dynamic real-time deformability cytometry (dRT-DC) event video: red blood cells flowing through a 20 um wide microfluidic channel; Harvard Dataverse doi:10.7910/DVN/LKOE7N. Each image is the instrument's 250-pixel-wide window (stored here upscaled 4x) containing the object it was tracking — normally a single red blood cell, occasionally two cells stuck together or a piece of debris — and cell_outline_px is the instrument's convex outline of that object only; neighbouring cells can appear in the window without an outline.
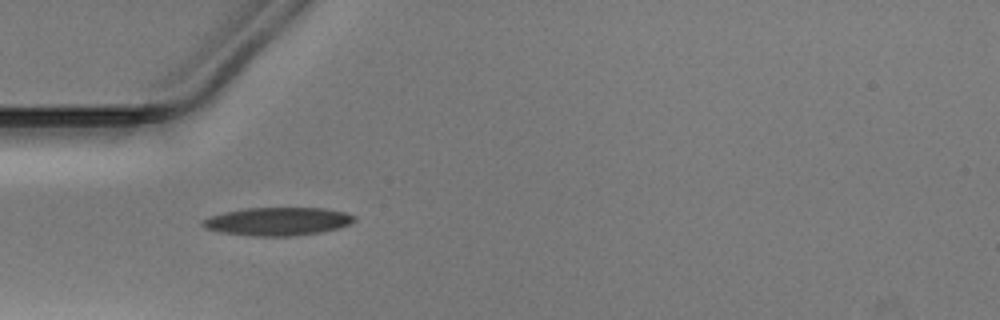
{"species": "Egyptian fruit bat (a non-hibernating species)", "species_latin": "Rousettus aegyptiacus", "temperature_condition": "warm", "stored_images_in_passage": 19, "camera_frame_rate_fps": 3000, "um_per_image_px": 0.085, "animal": {"sex": "male"}, "frame": {"image": 1, "passage_image": 1, "time_ms": 0.0, "image_size_px": [1000, 320], "cell_outline_px": [[356, 220], [348, 224], [336, 228], [320, 232], [296, 236], [252, 236], [220, 232], [204, 228], [200, 224], [208, 216], [224, 212], [244, 208], [324, 208], [344, 212], [356, 216]], "centroid_in_image_um": [23.57, 18.82], "position_along_channel_um": 61.4, "area_um2": 24.91}}
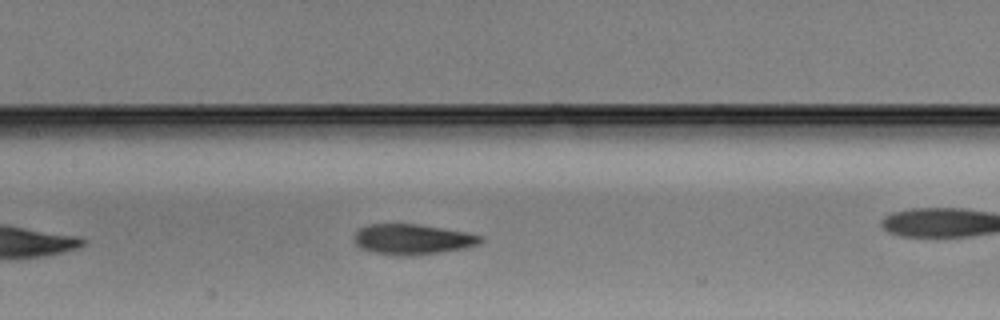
{"frame": {"image": 2, "passage_image": 6, "time_ms": 1.667, "image_size_px": [1000, 320], "cell_outline_px": [[484, 240], [476, 244], [464, 248], [440, 252], [412, 256], [392, 256], [372, 252], [360, 248], [356, 244], [352, 236], [360, 228], [368, 224], [420, 224], [468, 232], [484, 236]], "centroid_in_image_um": [35.04, 20.34], "position_along_channel_um": 172.4, "area_um2": 22.72}}
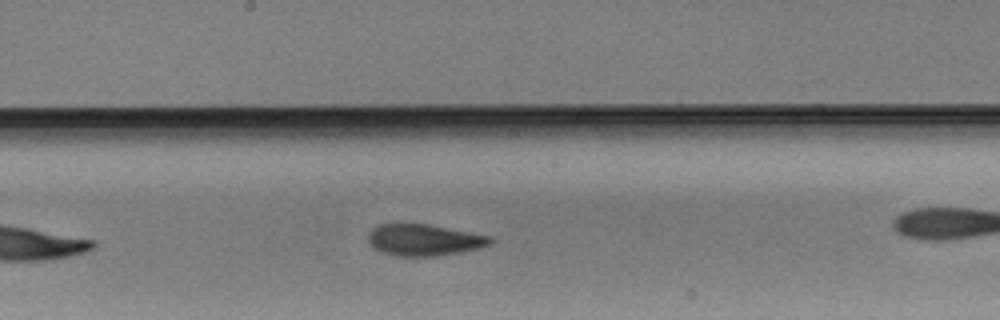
{"frame": {"image": 3, "passage_image": 9, "time_ms": 2.667, "image_size_px": [1000, 320], "cell_outline_px": [[496, 240], [492, 244], [480, 248], [460, 252], [436, 256], [396, 256], [380, 252], [372, 248], [368, 240], [368, 236], [372, 228], [380, 224], [428, 224], [492, 236]], "centroid_in_image_um": [36.07, 20.4], "position_along_channel_um": 212.1, "area_um2": 22.66}}